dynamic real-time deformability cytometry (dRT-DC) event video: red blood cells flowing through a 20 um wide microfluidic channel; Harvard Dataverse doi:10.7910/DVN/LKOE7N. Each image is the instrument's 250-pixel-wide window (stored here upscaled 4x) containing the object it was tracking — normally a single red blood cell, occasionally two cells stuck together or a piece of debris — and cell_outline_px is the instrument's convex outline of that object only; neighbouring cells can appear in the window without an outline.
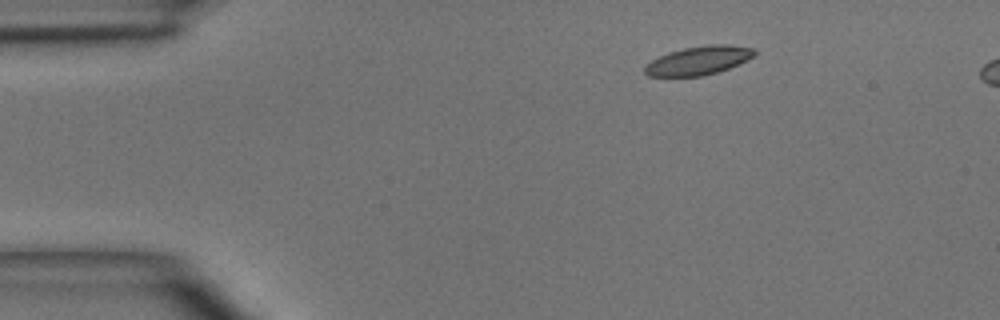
{"species": "common noctule bat (a hibernating species)", "species_latin": "Nyctalus noctula", "temperature_condition": "room temperature", "stored_images_in_passage": 3, "camera_frame_rate_fps": 3000, "um_per_image_px": 0.085, "animal": {"sex": "male", "body_mass_g": 15.6}, "frame": {"image": 1, "passage_image": 1, "time_ms": 0.0, "image_size_px": [1000, 320], "cell_outline_px": [[756, 52], [752, 56], [740, 64], [704, 76], [648, 76], [644, 72], [644, 64], [668, 52], [684, 48], [708, 44], [728, 44], [756, 48]], "centroid_in_image_um": [59.37, 5.13], "position_along_channel_um": 25.6, "area_um2": 18.38}}